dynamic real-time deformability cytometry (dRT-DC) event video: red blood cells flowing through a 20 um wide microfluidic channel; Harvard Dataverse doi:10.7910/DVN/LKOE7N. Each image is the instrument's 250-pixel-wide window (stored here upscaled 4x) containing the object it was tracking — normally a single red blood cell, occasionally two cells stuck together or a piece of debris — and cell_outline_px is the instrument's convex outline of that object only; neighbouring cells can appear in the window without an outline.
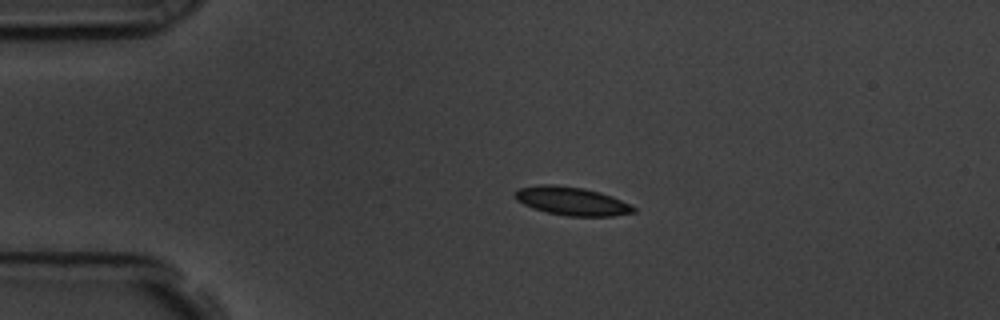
{"species": "common noctule bat (a hibernating species)", "species_latin": "Nyctalus noctula", "temperature_condition": "room temperature", "stored_images_in_passage": 46, "camera_frame_rate_fps": 3000, "um_per_image_px": 0.085, "animal": {"sex": "male", "body_mass_g": 19.5, "forearm_length_mm": 54.6}, "frame": {"image": 1, "passage_image": 1, "time_ms": 0.0, "image_size_px": [1000, 320], "cell_outline_px": [[636, 212], [612, 216], [564, 216], [532, 208], [516, 200], [512, 196], [512, 192], [520, 188], [540, 184], [552, 184], [584, 188], [600, 192], [612, 196], [636, 208]], "centroid_in_image_um": [48.55, 17.09], "position_along_channel_um": 36.4, "area_um2": 19.71}}
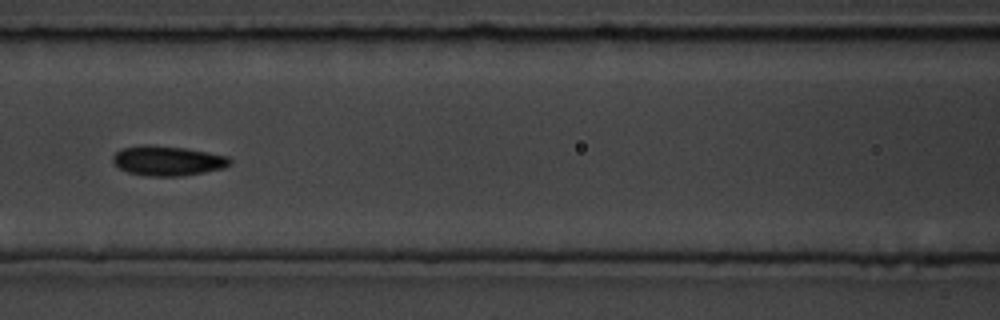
{"frame": {"image": 2, "passage_image": 14, "time_ms": 4.333, "image_size_px": [1000, 320], "cell_outline_px": [[232, 164], [224, 168], [204, 172], [180, 176], [148, 176], [128, 172], [112, 164], [112, 156], [120, 148], [140, 144], [152, 144], [184, 148], [208, 152], [228, 156], [232, 160]], "centroid_in_image_um": [14.22, 13.65], "position_along_channel_um": 152.4, "area_um2": 20.63}}
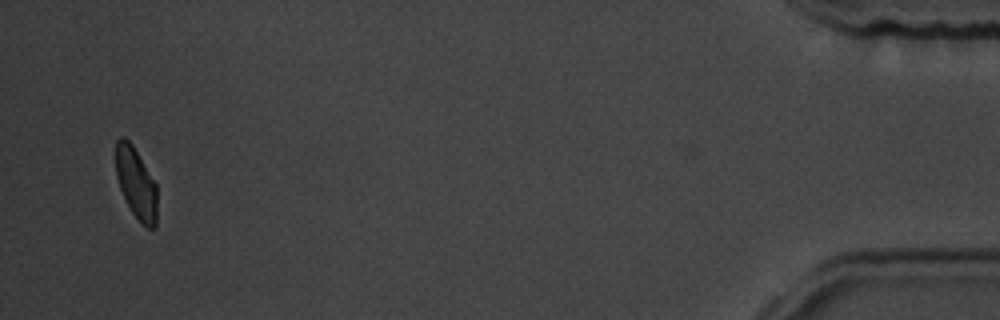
{"frame": {"image": 3, "passage_image": 44, "time_ms": 14.333, "image_size_px": [1000, 320], "cell_outline_px": [[156, 228], [148, 228], [132, 212], [120, 188], [116, 176], [116, 140], [120, 136], [124, 136], [132, 144], [156, 184]], "centroid_in_image_um": [11.56, 15.53], "position_along_channel_um": 423.6, "area_um2": 16.76}, "authors_computed_cell_mechanics": {"area_um2": 19.5942, "velocity_mm_per_s": 3.556, "shape_relaxation_time_tau1_ms": 3.7967, "shape_relaxation_time_tau2_ms": 1.9394, "deformation_change_tau1": 0.0994, "deformation_change_tau2": 0.0588}}